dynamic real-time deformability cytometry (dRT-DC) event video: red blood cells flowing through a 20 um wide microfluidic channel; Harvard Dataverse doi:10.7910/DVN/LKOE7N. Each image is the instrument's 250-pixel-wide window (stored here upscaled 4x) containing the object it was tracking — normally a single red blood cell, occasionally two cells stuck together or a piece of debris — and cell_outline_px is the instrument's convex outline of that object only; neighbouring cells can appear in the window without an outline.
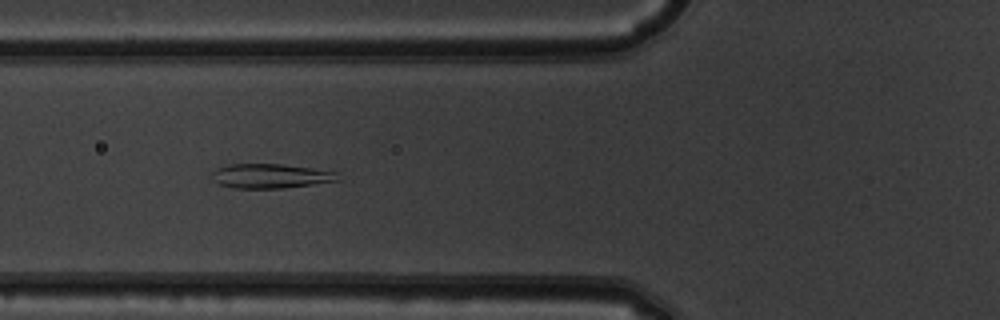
{"species": "common noctule bat (a hibernating species)", "species_latin": "Nyctalus noctula", "temperature_condition": "warm", "stored_images_in_passage": 51, "camera_frame_rate_fps": 3000, "um_per_image_px": 0.085, "animal": {"sex": "male", "body_mass_g": 19.5, "forearm_length_mm": 54.6}, "frame": {"image": 1, "passage_image": 19, "time_ms": 6.0, "image_size_px": [1000, 320], "cell_outline_px": [[340, 180], [284, 188], [236, 188], [220, 184], [212, 180], [212, 172], [216, 168], [228, 164], [280, 164], [312, 168], [340, 172]], "centroid_in_image_um": [23.01, 14.95], "position_along_channel_um": 102.8, "area_um2": 17.98}}
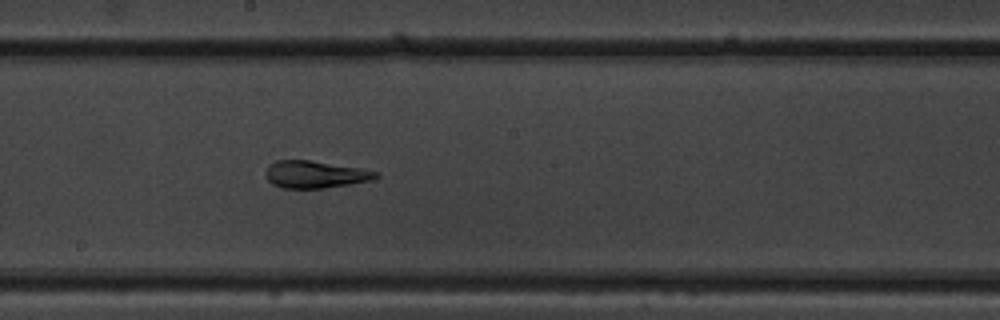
{"frame": {"image": 2, "passage_image": 28, "time_ms": 9.0, "image_size_px": [1000, 320], "cell_outline_px": [[380, 176], [372, 180], [324, 188], [284, 188], [272, 184], [264, 176], [264, 172], [268, 164], [276, 160], [308, 160], [360, 168], [380, 172]], "centroid_in_image_um": [26.75, 14.82], "position_along_channel_um": 221.4, "area_um2": 17.57}}
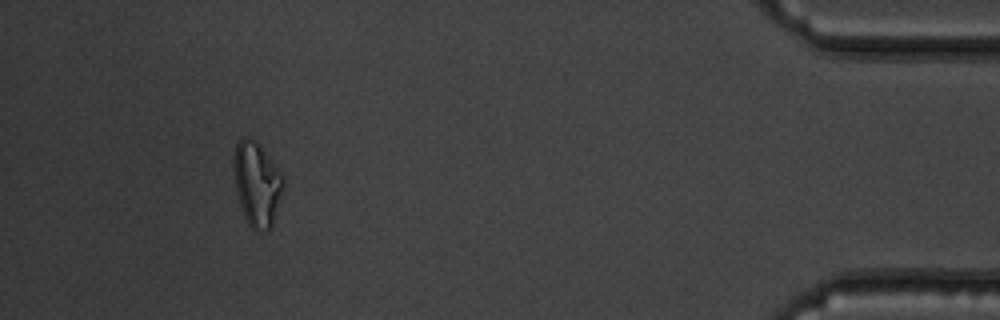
{"frame": {"image": 3, "passage_image": 47, "time_ms": 15.333, "image_size_px": [1000, 320], "cell_outline_px": [[284, 184], [272, 224], [268, 232], [260, 232], [252, 228], [248, 224], [244, 216], [236, 192], [232, 168], [232, 160], [236, 144], [244, 136], [248, 136], [256, 140], [284, 176]], "centroid_in_image_um": [21.81, 15.61], "position_along_channel_um": 413.4, "area_um2": 24.51}, "authors_computed_cell_mechanics": {"area_um2": 20.6346, "velocity_mm_per_s": 3.963, "shape_relaxation_time_tau1_ms": 7.7552, "shape_relaxation_time_tau2_ms": 2.579, "deformation_change_tau1": 0.2302, "deformation_change_tau2": 0.0809}}